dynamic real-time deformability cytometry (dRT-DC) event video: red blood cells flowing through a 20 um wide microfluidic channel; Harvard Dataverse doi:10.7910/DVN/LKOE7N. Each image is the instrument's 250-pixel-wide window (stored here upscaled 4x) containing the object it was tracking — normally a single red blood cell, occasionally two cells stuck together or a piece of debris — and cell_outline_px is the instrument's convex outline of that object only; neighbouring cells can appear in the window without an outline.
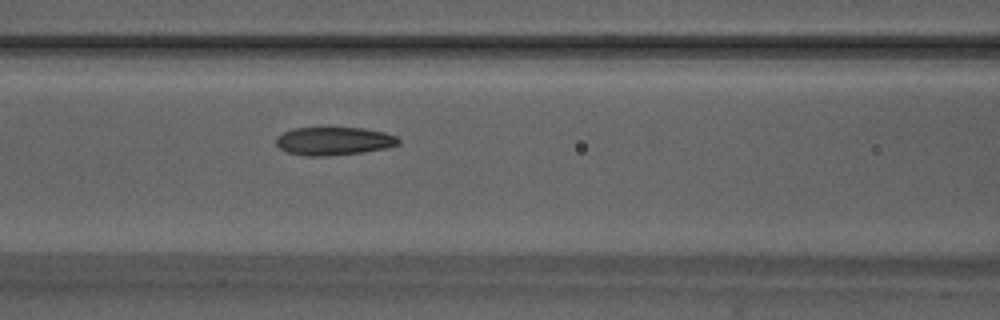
{"species": "Egyptian fruit bat (a non-hibernating species)", "species_latin": "Rousettus aegyptiacus", "temperature_condition": "warm", "stored_images_in_passage": 37, "camera_frame_rate_fps": 3000, "um_per_image_px": 0.085, "animal": {"sex": "male"}, "frame": {"image": 1, "passage_image": 6, "time_ms": 1.667, "image_size_px": [1000, 320], "cell_outline_px": [[400, 144], [384, 148], [364, 152], [328, 156], [304, 156], [288, 152], [280, 148], [276, 144], [276, 136], [292, 128], [324, 124], [328, 124], [364, 128], [384, 132], [396, 136], [400, 140]], "centroid_in_image_um": [28.34, 11.93], "position_along_channel_um": 138.3, "area_um2": 21.21}}
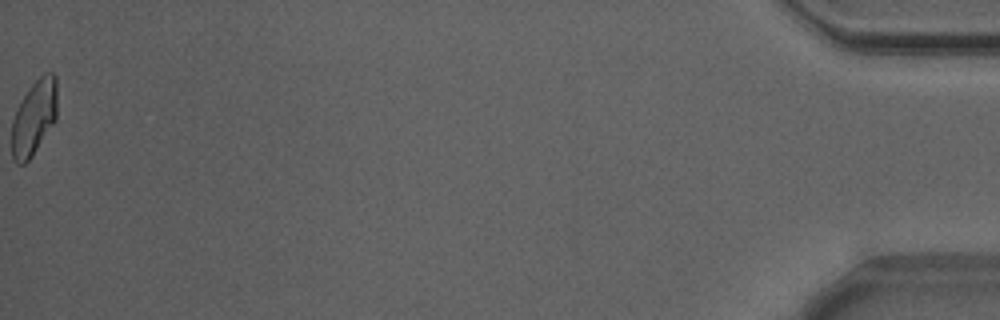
{"frame": {"image": 2, "passage_image": 37, "time_ms": 12.0, "image_size_px": [1000, 320], "cell_outline_px": [[56, 120], [32, 156], [24, 164], [16, 164], [12, 160], [12, 120], [16, 108], [20, 100], [28, 88], [44, 72], [52, 72], [56, 76]], "centroid_in_image_um": [2.88, 9.99], "position_along_channel_um": 432.3, "area_um2": 20.06}, "authors_computed_cell_mechanics": {"area_um2": 20.23, "velocity_mm_per_s": 3.869, "shape_relaxation_time_tau1_ms": 5.825, "shape_relaxation_time_tau2_ms": 1.6968, "deformation_change_tau1": 0.1572, "deformation_change_tau2": 0.0812}}